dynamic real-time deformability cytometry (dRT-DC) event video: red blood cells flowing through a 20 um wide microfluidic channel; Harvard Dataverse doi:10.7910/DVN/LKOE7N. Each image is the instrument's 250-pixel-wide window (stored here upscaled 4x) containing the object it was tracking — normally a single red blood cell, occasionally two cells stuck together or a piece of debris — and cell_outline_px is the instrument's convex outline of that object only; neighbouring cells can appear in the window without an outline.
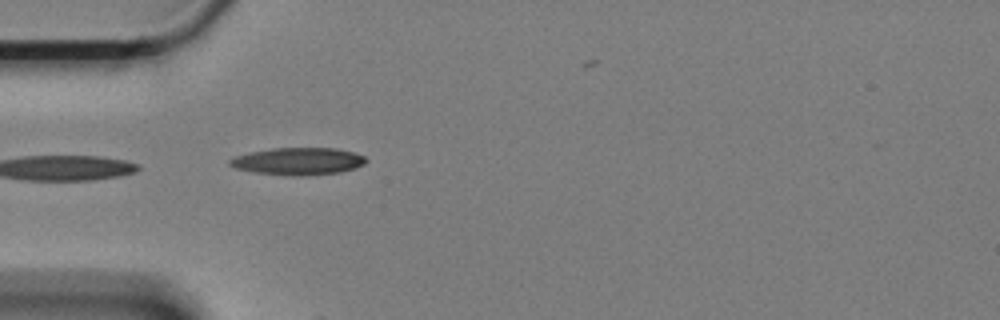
{"species": "Egyptian fruit bat (a non-hibernating species)", "species_latin": "Rousettus aegyptiacus", "temperature_condition": "cold", "stored_images_in_passage": 28, "camera_frame_rate_fps": 3000, "um_per_image_px": 0.085, "animal": {"sex": "female"}, "frame": {"image": 1, "passage_image": 1, "time_ms": 0.0, "image_size_px": [1000, 320], "cell_outline_px": [[368, 160], [364, 164], [356, 168], [340, 172], [300, 176], [292, 176], [256, 172], [236, 168], [228, 164], [228, 160], [236, 156], [248, 152], [272, 148], [336, 148], [352, 152], [364, 156]], "centroid_in_image_um": [25.35, 13.7], "position_along_channel_um": 59.7, "area_um2": 21.62}}